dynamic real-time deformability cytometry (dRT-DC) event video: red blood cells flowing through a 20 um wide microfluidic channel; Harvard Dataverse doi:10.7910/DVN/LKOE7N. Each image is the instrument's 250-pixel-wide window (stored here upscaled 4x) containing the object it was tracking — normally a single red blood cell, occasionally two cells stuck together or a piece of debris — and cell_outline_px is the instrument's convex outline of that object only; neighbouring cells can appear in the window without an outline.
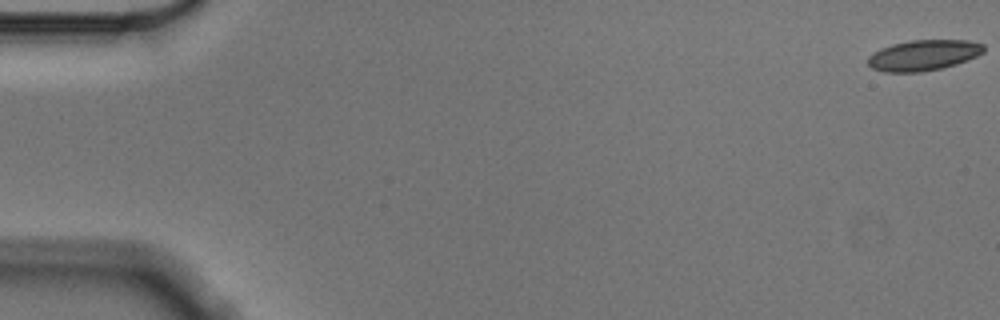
{"species": "Egyptian fruit bat (a non-hibernating species)", "species_latin": "Rousettus aegyptiacus", "temperature_condition": "cold", "stored_images_in_passage": 51, "camera_frame_rate_fps": 3000, "um_per_image_px": 0.085, "animal": {"sex": "male"}, "frame": {"image": 1, "passage_image": 1, "time_ms": 0.0, "image_size_px": [1000, 320], "cell_outline_px": [[984, 52], [976, 56], [956, 64], [940, 68], [920, 72], [884, 72], [872, 68], [868, 64], [868, 56], [880, 48], [892, 44], [912, 40], [968, 40], [984, 44]], "centroid_in_image_um": [78.48, 4.69], "position_along_channel_um": 6.5, "area_um2": 20.63}}
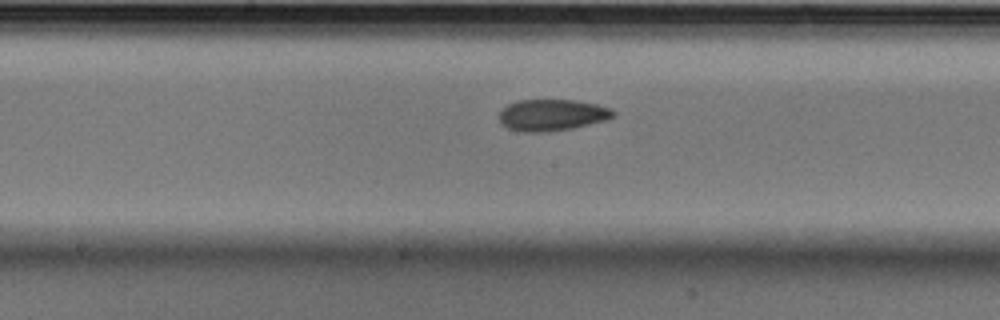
{"frame": {"image": 2, "passage_image": 30, "time_ms": 9.667, "image_size_px": [1000, 320], "cell_outline_px": [[616, 116], [608, 120], [572, 128], [544, 132], [520, 132], [508, 128], [500, 124], [500, 112], [508, 104], [520, 100], [576, 100], [596, 104], [612, 108], [616, 112]], "centroid_in_image_um": [46.96, 9.78], "position_along_channel_um": 201.2, "area_um2": 21.1}}
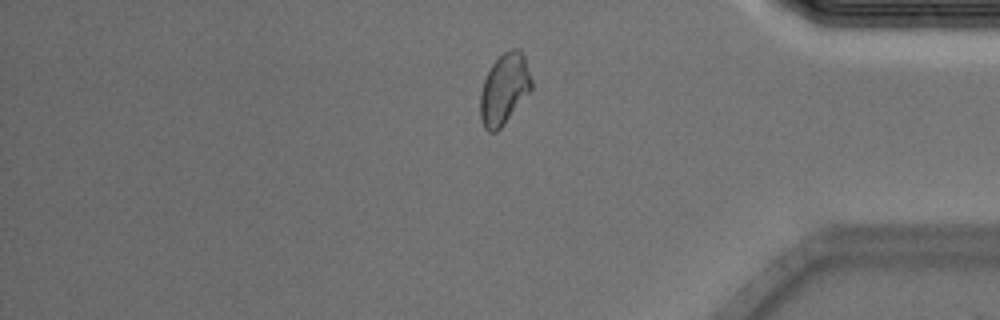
{"frame": {"image": 3, "passage_image": 48, "time_ms": 15.667, "image_size_px": [1000, 320], "cell_outline_px": [[532, 88], [504, 124], [496, 132], [488, 132], [484, 128], [480, 120], [480, 92], [484, 80], [492, 64], [504, 52], [512, 48], [520, 48], [524, 56], [532, 80]], "centroid_in_image_um": [42.85, 7.57], "position_along_channel_um": 392.4, "area_um2": 21.04}}